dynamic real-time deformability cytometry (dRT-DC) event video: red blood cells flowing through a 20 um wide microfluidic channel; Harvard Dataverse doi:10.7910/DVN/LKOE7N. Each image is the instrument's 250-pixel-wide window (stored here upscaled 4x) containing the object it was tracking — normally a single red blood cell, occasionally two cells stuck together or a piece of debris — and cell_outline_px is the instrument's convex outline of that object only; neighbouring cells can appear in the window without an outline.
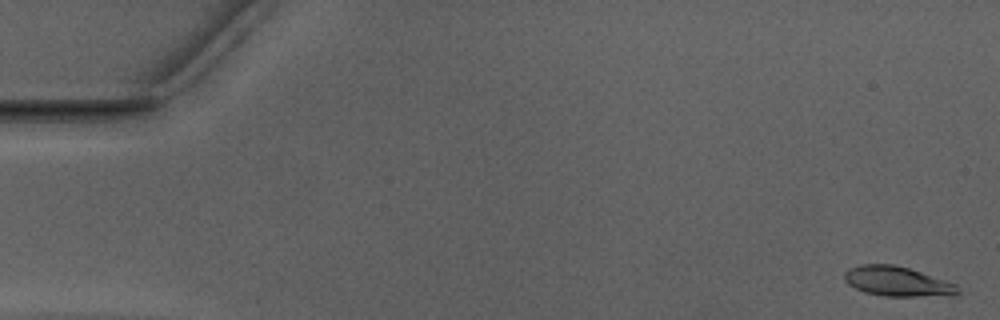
{"species": "Egyptian fruit bat (a non-hibernating species)", "species_latin": "Rousettus aegyptiacus", "temperature_condition": "warm", "stored_images_in_passage": 52, "camera_frame_rate_fps": 3000, "um_per_image_px": 0.085, "animal": {"sex": "male"}, "frame": {"image": 1, "passage_image": 1, "time_ms": 0.0, "image_size_px": [1000, 320], "cell_outline_px": [[960, 292], [916, 296], [884, 296], [864, 292], [848, 284], [844, 280], [844, 272], [848, 268], [860, 264], [892, 264], [908, 268], [956, 284], [960, 288]], "centroid_in_image_um": [76.15, 23.89], "position_along_channel_um": 8.8, "area_um2": 19.19}}
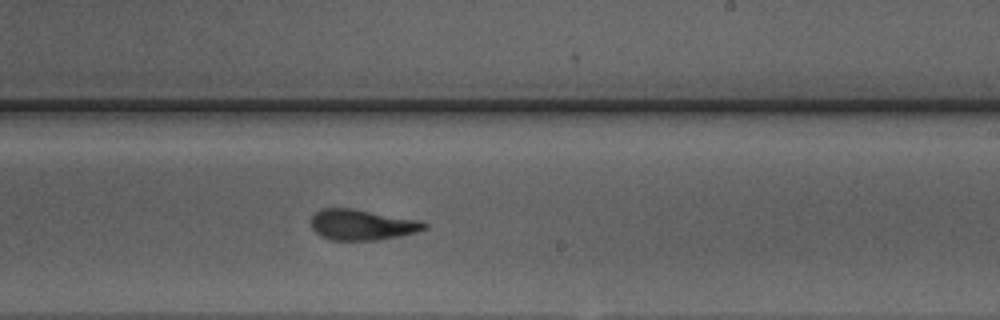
{"frame": {"image": 2, "passage_image": 31, "time_ms": 10.0, "image_size_px": [1000, 320], "cell_outline_px": [[428, 228], [416, 232], [400, 236], [376, 240], [332, 240], [320, 236], [312, 228], [312, 216], [320, 208], [352, 208], [424, 220], [428, 224]], "centroid_in_image_um": [30.83, 19.09], "position_along_channel_um": 258.2, "area_um2": 20.52}}
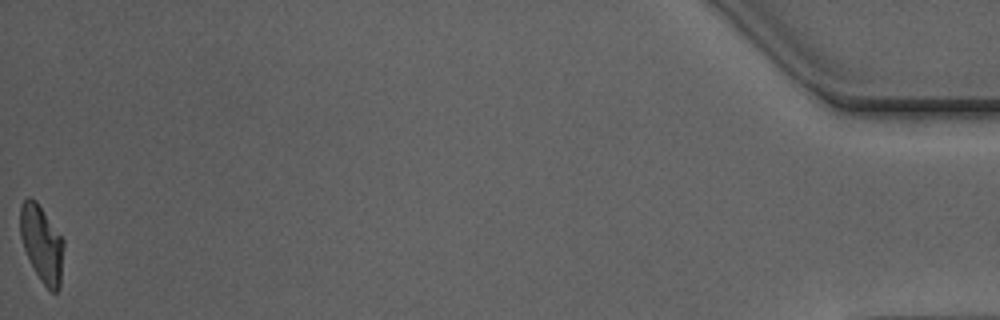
{"frame": {"image": 3, "passage_image": 52, "time_ms": 17.0, "image_size_px": [1000, 320], "cell_outline_px": [[64, 244], [60, 288], [56, 292], [52, 292], [40, 280], [28, 260], [20, 236], [20, 204], [28, 196], [36, 200], [64, 240]], "centroid_in_image_um": [3.54, 20.71], "position_along_channel_um": 431.7, "area_um2": 19.54}, "authors_computed_cell_mechanics": {"area_um2": 20.2011, "velocity_mm_per_s": 3.9456, "shape_relaxation_time_tau1_ms": 3.9768, "shape_relaxation_time_tau2_ms": 1.818, "deformation_change_tau1": 0.1838, "deformation_change_tau2": 0.1044}}